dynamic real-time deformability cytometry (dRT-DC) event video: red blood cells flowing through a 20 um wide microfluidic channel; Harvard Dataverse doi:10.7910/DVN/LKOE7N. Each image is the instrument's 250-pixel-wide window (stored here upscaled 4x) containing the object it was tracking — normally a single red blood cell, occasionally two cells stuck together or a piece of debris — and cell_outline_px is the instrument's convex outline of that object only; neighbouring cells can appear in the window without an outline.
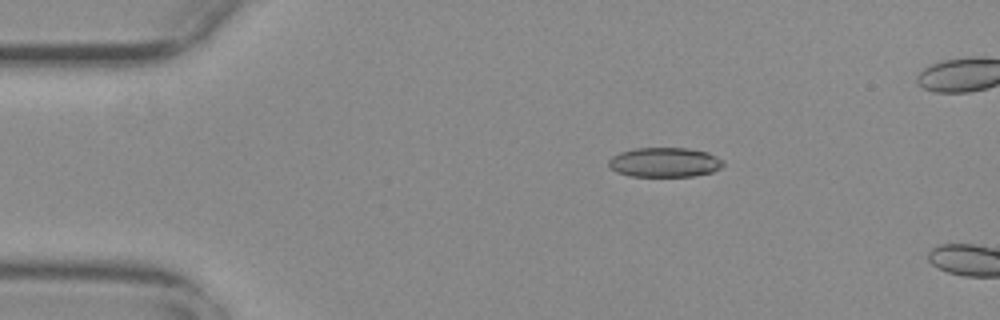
{"species": "common noctule bat (a hibernating species)", "species_latin": "Nyctalus noctula", "temperature_condition": "warm", "stored_images_in_passage": 13, "camera_frame_rate_fps": 3000, "um_per_image_px": 0.085, "animal": {"sex": "female", "body_mass_g": 29.2, "forearm_length_mm": 56.3}, "frame": {"image": 1, "passage_image": 10, "time_ms": 3.0, "image_size_px": [1000, 320], "cell_outline_px": [[724, 164], [720, 168], [712, 172], [692, 176], [628, 176], [616, 172], [608, 168], [608, 160], [612, 156], [620, 152], [636, 148], [688, 148], [708, 152], [724, 160]], "centroid_in_image_um": [56.47, 13.8], "position_along_channel_um": 28.5, "area_um2": 19.94}}